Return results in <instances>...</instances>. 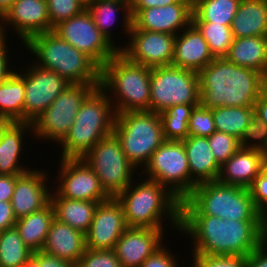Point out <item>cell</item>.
<instances>
[{"instance_id": "obj_12", "label": "cell", "mask_w": 267, "mask_h": 267, "mask_svg": "<svg viewBox=\"0 0 267 267\" xmlns=\"http://www.w3.org/2000/svg\"><path fill=\"white\" fill-rule=\"evenodd\" d=\"M147 178L165 186L180 201L190 194V171L183 141L165 140L143 168Z\"/></svg>"}, {"instance_id": "obj_13", "label": "cell", "mask_w": 267, "mask_h": 267, "mask_svg": "<svg viewBox=\"0 0 267 267\" xmlns=\"http://www.w3.org/2000/svg\"><path fill=\"white\" fill-rule=\"evenodd\" d=\"M53 32L88 55L101 68L120 50V46H115L100 32L87 9L60 22Z\"/></svg>"}, {"instance_id": "obj_14", "label": "cell", "mask_w": 267, "mask_h": 267, "mask_svg": "<svg viewBox=\"0 0 267 267\" xmlns=\"http://www.w3.org/2000/svg\"><path fill=\"white\" fill-rule=\"evenodd\" d=\"M25 71L23 122L32 123L70 85L56 72L36 64Z\"/></svg>"}, {"instance_id": "obj_17", "label": "cell", "mask_w": 267, "mask_h": 267, "mask_svg": "<svg viewBox=\"0 0 267 267\" xmlns=\"http://www.w3.org/2000/svg\"><path fill=\"white\" fill-rule=\"evenodd\" d=\"M130 12L131 29L177 35L192 24L193 0H181L165 7L130 10Z\"/></svg>"}, {"instance_id": "obj_55", "label": "cell", "mask_w": 267, "mask_h": 267, "mask_svg": "<svg viewBox=\"0 0 267 267\" xmlns=\"http://www.w3.org/2000/svg\"><path fill=\"white\" fill-rule=\"evenodd\" d=\"M21 267H40L38 261L31 256Z\"/></svg>"}, {"instance_id": "obj_23", "label": "cell", "mask_w": 267, "mask_h": 267, "mask_svg": "<svg viewBox=\"0 0 267 267\" xmlns=\"http://www.w3.org/2000/svg\"><path fill=\"white\" fill-rule=\"evenodd\" d=\"M264 152L240 147L220 168L217 181L249 188L261 173Z\"/></svg>"}, {"instance_id": "obj_8", "label": "cell", "mask_w": 267, "mask_h": 267, "mask_svg": "<svg viewBox=\"0 0 267 267\" xmlns=\"http://www.w3.org/2000/svg\"><path fill=\"white\" fill-rule=\"evenodd\" d=\"M113 133L135 168L144 167L153 152L165 141L160 114L154 111L116 114Z\"/></svg>"}, {"instance_id": "obj_33", "label": "cell", "mask_w": 267, "mask_h": 267, "mask_svg": "<svg viewBox=\"0 0 267 267\" xmlns=\"http://www.w3.org/2000/svg\"><path fill=\"white\" fill-rule=\"evenodd\" d=\"M241 0H193L192 22L231 26Z\"/></svg>"}, {"instance_id": "obj_24", "label": "cell", "mask_w": 267, "mask_h": 267, "mask_svg": "<svg viewBox=\"0 0 267 267\" xmlns=\"http://www.w3.org/2000/svg\"><path fill=\"white\" fill-rule=\"evenodd\" d=\"M182 141L190 171V193L197 184L217 181L221 166L214 158L208 137L188 136Z\"/></svg>"}, {"instance_id": "obj_47", "label": "cell", "mask_w": 267, "mask_h": 267, "mask_svg": "<svg viewBox=\"0 0 267 267\" xmlns=\"http://www.w3.org/2000/svg\"><path fill=\"white\" fill-rule=\"evenodd\" d=\"M16 221L11 202L0 201V231L15 227Z\"/></svg>"}, {"instance_id": "obj_1", "label": "cell", "mask_w": 267, "mask_h": 267, "mask_svg": "<svg viewBox=\"0 0 267 267\" xmlns=\"http://www.w3.org/2000/svg\"><path fill=\"white\" fill-rule=\"evenodd\" d=\"M193 240V253L247 257L260 246L261 221L217 216H180V233Z\"/></svg>"}, {"instance_id": "obj_44", "label": "cell", "mask_w": 267, "mask_h": 267, "mask_svg": "<svg viewBox=\"0 0 267 267\" xmlns=\"http://www.w3.org/2000/svg\"><path fill=\"white\" fill-rule=\"evenodd\" d=\"M249 190L255 206L262 213L267 212V165L265 163Z\"/></svg>"}, {"instance_id": "obj_5", "label": "cell", "mask_w": 267, "mask_h": 267, "mask_svg": "<svg viewBox=\"0 0 267 267\" xmlns=\"http://www.w3.org/2000/svg\"><path fill=\"white\" fill-rule=\"evenodd\" d=\"M116 112L106 91L96 87L82 102L69 133L59 143L61 159L83 158L102 138L113 133Z\"/></svg>"}, {"instance_id": "obj_42", "label": "cell", "mask_w": 267, "mask_h": 267, "mask_svg": "<svg viewBox=\"0 0 267 267\" xmlns=\"http://www.w3.org/2000/svg\"><path fill=\"white\" fill-rule=\"evenodd\" d=\"M76 267H122L114 249H86Z\"/></svg>"}, {"instance_id": "obj_10", "label": "cell", "mask_w": 267, "mask_h": 267, "mask_svg": "<svg viewBox=\"0 0 267 267\" xmlns=\"http://www.w3.org/2000/svg\"><path fill=\"white\" fill-rule=\"evenodd\" d=\"M82 159L96 173L105 193L113 198L133 182L132 175L138 169L127 159L114 133L102 138Z\"/></svg>"}, {"instance_id": "obj_2", "label": "cell", "mask_w": 267, "mask_h": 267, "mask_svg": "<svg viewBox=\"0 0 267 267\" xmlns=\"http://www.w3.org/2000/svg\"><path fill=\"white\" fill-rule=\"evenodd\" d=\"M200 103L208 109L249 107L267 88L266 78L226 58H215L198 72Z\"/></svg>"}, {"instance_id": "obj_29", "label": "cell", "mask_w": 267, "mask_h": 267, "mask_svg": "<svg viewBox=\"0 0 267 267\" xmlns=\"http://www.w3.org/2000/svg\"><path fill=\"white\" fill-rule=\"evenodd\" d=\"M50 202L58 221L68 224L83 234L88 232L98 202L64 198L56 191L51 194Z\"/></svg>"}, {"instance_id": "obj_11", "label": "cell", "mask_w": 267, "mask_h": 267, "mask_svg": "<svg viewBox=\"0 0 267 267\" xmlns=\"http://www.w3.org/2000/svg\"><path fill=\"white\" fill-rule=\"evenodd\" d=\"M100 84H70L32 122L35 138L60 143L69 133L82 102Z\"/></svg>"}, {"instance_id": "obj_22", "label": "cell", "mask_w": 267, "mask_h": 267, "mask_svg": "<svg viewBox=\"0 0 267 267\" xmlns=\"http://www.w3.org/2000/svg\"><path fill=\"white\" fill-rule=\"evenodd\" d=\"M182 32L175 37L171 65L198 73L215 58L210 52L207 41L193 24Z\"/></svg>"}, {"instance_id": "obj_7", "label": "cell", "mask_w": 267, "mask_h": 267, "mask_svg": "<svg viewBox=\"0 0 267 267\" xmlns=\"http://www.w3.org/2000/svg\"><path fill=\"white\" fill-rule=\"evenodd\" d=\"M150 78V67L133 63L118 52L101 68L100 87L114 95L108 96L116 114L150 111Z\"/></svg>"}, {"instance_id": "obj_32", "label": "cell", "mask_w": 267, "mask_h": 267, "mask_svg": "<svg viewBox=\"0 0 267 267\" xmlns=\"http://www.w3.org/2000/svg\"><path fill=\"white\" fill-rule=\"evenodd\" d=\"M86 9L91 14L100 32L114 45L116 44L112 39L110 26H113L114 22L116 23V13H118L119 10H123V26L126 34H129L132 26V16L130 7L127 4L111 0H90L86 2Z\"/></svg>"}, {"instance_id": "obj_50", "label": "cell", "mask_w": 267, "mask_h": 267, "mask_svg": "<svg viewBox=\"0 0 267 267\" xmlns=\"http://www.w3.org/2000/svg\"><path fill=\"white\" fill-rule=\"evenodd\" d=\"M246 267H267V250L261 245L246 257Z\"/></svg>"}, {"instance_id": "obj_43", "label": "cell", "mask_w": 267, "mask_h": 267, "mask_svg": "<svg viewBox=\"0 0 267 267\" xmlns=\"http://www.w3.org/2000/svg\"><path fill=\"white\" fill-rule=\"evenodd\" d=\"M191 267H246V257L192 254Z\"/></svg>"}, {"instance_id": "obj_30", "label": "cell", "mask_w": 267, "mask_h": 267, "mask_svg": "<svg viewBox=\"0 0 267 267\" xmlns=\"http://www.w3.org/2000/svg\"><path fill=\"white\" fill-rule=\"evenodd\" d=\"M14 71L0 83V122H23L25 70Z\"/></svg>"}, {"instance_id": "obj_56", "label": "cell", "mask_w": 267, "mask_h": 267, "mask_svg": "<svg viewBox=\"0 0 267 267\" xmlns=\"http://www.w3.org/2000/svg\"><path fill=\"white\" fill-rule=\"evenodd\" d=\"M111 1H118V2H122V3H125L127 4L129 7L131 6L132 4V1L133 0H111Z\"/></svg>"}, {"instance_id": "obj_26", "label": "cell", "mask_w": 267, "mask_h": 267, "mask_svg": "<svg viewBox=\"0 0 267 267\" xmlns=\"http://www.w3.org/2000/svg\"><path fill=\"white\" fill-rule=\"evenodd\" d=\"M27 131L33 132L32 123L0 122V175H20L30 170L19 162Z\"/></svg>"}, {"instance_id": "obj_39", "label": "cell", "mask_w": 267, "mask_h": 267, "mask_svg": "<svg viewBox=\"0 0 267 267\" xmlns=\"http://www.w3.org/2000/svg\"><path fill=\"white\" fill-rule=\"evenodd\" d=\"M239 144L244 149H256L265 152L267 150V124L254 115L248 122Z\"/></svg>"}, {"instance_id": "obj_21", "label": "cell", "mask_w": 267, "mask_h": 267, "mask_svg": "<svg viewBox=\"0 0 267 267\" xmlns=\"http://www.w3.org/2000/svg\"><path fill=\"white\" fill-rule=\"evenodd\" d=\"M163 229L128 227L116 242L114 251L122 267H140L164 246Z\"/></svg>"}, {"instance_id": "obj_27", "label": "cell", "mask_w": 267, "mask_h": 267, "mask_svg": "<svg viewBox=\"0 0 267 267\" xmlns=\"http://www.w3.org/2000/svg\"><path fill=\"white\" fill-rule=\"evenodd\" d=\"M231 31L234 39L267 37V0H241Z\"/></svg>"}, {"instance_id": "obj_16", "label": "cell", "mask_w": 267, "mask_h": 267, "mask_svg": "<svg viewBox=\"0 0 267 267\" xmlns=\"http://www.w3.org/2000/svg\"><path fill=\"white\" fill-rule=\"evenodd\" d=\"M59 182L55 190L61 197L86 200L93 202H104L110 197L100 185L96 173L82 159H61Z\"/></svg>"}, {"instance_id": "obj_41", "label": "cell", "mask_w": 267, "mask_h": 267, "mask_svg": "<svg viewBox=\"0 0 267 267\" xmlns=\"http://www.w3.org/2000/svg\"><path fill=\"white\" fill-rule=\"evenodd\" d=\"M188 125V136L209 137L216 131L212 110L203 106L201 103L194 106Z\"/></svg>"}, {"instance_id": "obj_3", "label": "cell", "mask_w": 267, "mask_h": 267, "mask_svg": "<svg viewBox=\"0 0 267 267\" xmlns=\"http://www.w3.org/2000/svg\"><path fill=\"white\" fill-rule=\"evenodd\" d=\"M146 179L136 187L131 183L116 197L123 207L127 226L164 229L162 219L167 217L174 230L180 232L181 201L159 182Z\"/></svg>"}, {"instance_id": "obj_19", "label": "cell", "mask_w": 267, "mask_h": 267, "mask_svg": "<svg viewBox=\"0 0 267 267\" xmlns=\"http://www.w3.org/2000/svg\"><path fill=\"white\" fill-rule=\"evenodd\" d=\"M2 36L6 37V25L15 29L22 44L44 32H50V19L46 0H15L2 16ZM5 22V23H4ZM4 24V25H3Z\"/></svg>"}, {"instance_id": "obj_9", "label": "cell", "mask_w": 267, "mask_h": 267, "mask_svg": "<svg viewBox=\"0 0 267 267\" xmlns=\"http://www.w3.org/2000/svg\"><path fill=\"white\" fill-rule=\"evenodd\" d=\"M180 104H200L198 73L172 65L151 68L150 111L161 113Z\"/></svg>"}, {"instance_id": "obj_52", "label": "cell", "mask_w": 267, "mask_h": 267, "mask_svg": "<svg viewBox=\"0 0 267 267\" xmlns=\"http://www.w3.org/2000/svg\"><path fill=\"white\" fill-rule=\"evenodd\" d=\"M254 115L267 124V88L254 103Z\"/></svg>"}, {"instance_id": "obj_34", "label": "cell", "mask_w": 267, "mask_h": 267, "mask_svg": "<svg viewBox=\"0 0 267 267\" xmlns=\"http://www.w3.org/2000/svg\"><path fill=\"white\" fill-rule=\"evenodd\" d=\"M212 110L215 130L232 135L240 140L250 119L254 116V106L217 107Z\"/></svg>"}, {"instance_id": "obj_46", "label": "cell", "mask_w": 267, "mask_h": 267, "mask_svg": "<svg viewBox=\"0 0 267 267\" xmlns=\"http://www.w3.org/2000/svg\"><path fill=\"white\" fill-rule=\"evenodd\" d=\"M32 256L38 261L40 267H76L75 264L69 261L47 254L43 251L33 252Z\"/></svg>"}, {"instance_id": "obj_51", "label": "cell", "mask_w": 267, "mask_h": 267, "mask_svg": "<svg viewBox=\"0 0 267 267\" xmlns=\"http://www.w3.org/2000/svg\"><path fill=\"white\" fill-rule=\"evenodd\" d=\"M180 1L181 0H133L130 6V10L165 7L174 3H178Z\"/></svg>"}, {"instance_id": "obj_38", "label": "cell", "mask_w": 267, "mask_h": 267, "mask_svg": "<svg viewBox=\"0 0 267 267\" xmlns=\"http://www.w3.org/2000/svg\"><path fill=\"white\" fill-rule=\"evenodd\" d=\"M50 19V31L60 22L82 13L86 9L84 0H46Z\"/></svg>"}, {"instance_id": "obj_25", "label": "cell", "mask_w": 267, "mask_h": 267, "mask_svg": "<svg viewBox=\"0 0 267 267\" xmlns=\"http://www.w3.org/2000/svg\"><path fill=\"white\" fill-rule=\"evenodd\" d=\"M86 249L85 234L55 218L41 251L76 265Z\"/></svg>"}, {"instance_id": "obj_49", "label": "cell", "mask_w": 267, "mask_h": 267, "mask_svg": "<svg viewBox=\"0 0 267 267\" xmlns=\"http://www.w3.org/2000/svg\"><path fill=\"white\" fill-rule=\"evenodd\" d=\"M15 185L16 175H0V201H11Z\"/></svg>"}, {"instance_id": "obj_35", "label": "cell", "mask_w": 267, "mask_h": 267, "mask_svg": "<svg viewBox=\"0 0 267 267\" xmlns=\"http://www.w3.org/2000/svg\"><path fill=\"white\" fill-rule=\"evenodd\" d=\"M32 254L16 227L0 231V267H21Z\"/></svg>"}, {"instance_id": "obj_6", "label": "cell", "mask_w": 267, "mask_h": 267, "mask_svg": "<svg viewBox=\"0 0 267 267\" xmlns=\"http://www.w3.org/2000/svg\"><path fill=\"white\" fill-rule=\"evenodd\" d=\"M23 45L37 58L34 64L56 72L68 83L101 84V67L53 31L35 35Z\"/></svg>"}, {"instance_id": "obj_4", "label": "cell", "mask_w": 267, "mask_h": 267, "mask_svg": "<svg viewBox=\"0 0 267 267\" xmlns=\"http://www.w3.org/2000/svg\"><path fill=\"white\" fill-rule=\"evenodd\" d=\"M180 216H217L222 219L261 221L249 188L218 181L197 184L181 201Z\"/></svg>"}, {"instance_id": "obj_28", "label": "cell", "mask_w": 267, "mask_h": 267, "mask_svg": "<svg viewBox=\"0 0 267 267\" xmlns=\"http://www.w3.org/2000/svg\"><path fill=\"white\" fill-rule=\"evenodd\" d=\"M225 58L238 66L260 72L267 79V37L233 39Z\"/></svg>"}, {"instance_id": "obj_57", "label": "cell", "mask_w": 267, "mask_h": 267, "mask_svg": "<svg viewBox=\"0 0 267 267\" xmlns=\"http://www.w3.org/2000/svg\"><path fill=\"white\" fill-rule=\"evenodd\" d=\"M264 163L267 165V150L264 152Z\"/></svg>"}, {"instance_id": "obj_54", "label": "cell", "mask_w": 267, "mask_h": 267, "mask_svg": "<svg viewBox=\"0 0 267 267\" xmlns=\"http://www.w3.org/2000/svg\"><path fill=\"white\" fill-rule=\"evenodd\" d=\"M15 0H0V16L2 17L5 12L11 7Z\"/></svg>"}, {"instance_id": "obj_15", "label": "cell", "mask_w": 267, "mask_h": 267, "mask_svg": "<svg viewBox=\"0 0 267 267\" xmlns=\"http://www.w3.org/2000/svg\"><path fill=\"white\" fill-rule=\"evenodd\" d=\"M128 35V45L119 52L129 61L150 68L172 64L176 35L139 29H131Z\"/></svg>"}, {"instance_id": "obj_45", "label": "cell", "mask_w": 267, "mask_h": 267, "mask_svg": "<svg viewBox=\"0 0 267 267\" xmlns=\"http://www.w3.org/2000/svg\"><path fill=\"white\" fill-rule=\"evenodd\" d=\"M174 254L162 246L154 254L149 256L140 267H178Z\"/></svg>"}, {"instance_id": "obj_58", "label": "cell", "mask_w": 267, "mask_h": 267, "mask_svg": "<svg viewBox=\"0 0 267 267\" xmlns=\"http://www.w3.org/2000/svg\"><path fill=\"white\" fill-rule=\"evenodd\" d=\"M2 17L0 16V23H2ZM2 24H0V37H2V27H1Z\"/></svg>"}, {"instance_id": "obj_37", "label": "cell", "mask_w": 267, "mask_h": 267, "mask_svg": "<svg viewBox=\"0 0 267 267\" xmlns=\"http://www.w3.org/2000/svg\"><path fill=\"white\" fill-rule=\"evenodd\" d=\"M207 41L214 58H225L233 42L231 26L208 22H192Z\"/></svg>"}, {"instance_id": "obj_31", "label": "cell", "mask_w": 267, "mask_h": 267, "mask_svg": "<svg viewBox=\"0 0 267 267\" xmlns=\"http://www.w3.org/2000/svg\"><path fill=\"white\" fill-rule=\"evenodd\" d=\"M54 219V208L49 202L44 208L18 219L15 227L29 249L33 252L41 251Z\"/></svg>"}, {"instance_id": "obj_40", "label": "cell", "mask_w": 267, "mask_h": 267, "mask_svg": "<svg viewBox=\"0 0 267 267\" xmlns=\"http://www.w3.org/2000/svg\"><path fill=\"white\" fill-rule=\"evenodd\" d=\"M210 149L217 163L222 166L239 148V140L224 132L215 131L208 137Z\"/></svg>"}, {"instance_id": "obj_18", "label": "cell", "mask_w": 267, "mask_h": 267, "mask_svg": "<svg viewBox=\"0 0 267 267\" xmlns=\"http://www.w3.org/2000/svg\"><path fill=\"white\" fill-rule=\"evenodd\" d=\"M128 228L121 203L113 197L98 203L88 232L87 249H114L116 242Z\"/></svg>"}, {"instance_id": "obj_53", "label": "cell", "mask_w": 267, "mask_h": 267, "mask_svg": "<svg viewBox=\"0 0 267 267\" xmlns=\"http://www.w3.org/2000/svg\"><path fill=\"white\" fill-rule=\"evenodd\" d=\"M260 245L267 250V212L262 213Z\"/></svg>"}, {"instance_id": "obj_48", "label": "cell", "mask_w": 267, "mask_h": 267, "mask_svg": "<svg viewBox=\"0 0 267 267\" xmlns=\"http://www.w3.org/2000/svg\"><path fill=\"white\" fill-rule=\"evenodd\" d=\"M6 38L8 37H0V83L4 82L13 73L12 68L9 67V60H7L9 56H7Z\"/></svg>"}, {"instance_id": "obj_20", "label": "cell", "mask_w": 267, "mask_h": 267, "mask_svg": "<svg viewBox=\"0 0 267 267\" xmlns=\"http://www.w3.org/2000/svg\"><path fill=\"white\" fill-rule=\"evenodd\" d=\"M36 170L31 169L16 175V185L10 202L17 220L44 208L50 202L52 191L47 189V172Z\"/></svg>"}, {"instance_id": "obj_36", "label": "cell", "mask_w": 267, "mask_h": 267, "mask_svg": "<svg viewBox=\"0 0 267 267\" xmlns=\"http://www.w3.org/2000/svg\"><path fill=\"white\" fill-rule=\"evenodd\" d=\"M194 106L197 105H174L159 113L165 140L182 141L188 137V124Z\"/></svg>"}]
</instances>
